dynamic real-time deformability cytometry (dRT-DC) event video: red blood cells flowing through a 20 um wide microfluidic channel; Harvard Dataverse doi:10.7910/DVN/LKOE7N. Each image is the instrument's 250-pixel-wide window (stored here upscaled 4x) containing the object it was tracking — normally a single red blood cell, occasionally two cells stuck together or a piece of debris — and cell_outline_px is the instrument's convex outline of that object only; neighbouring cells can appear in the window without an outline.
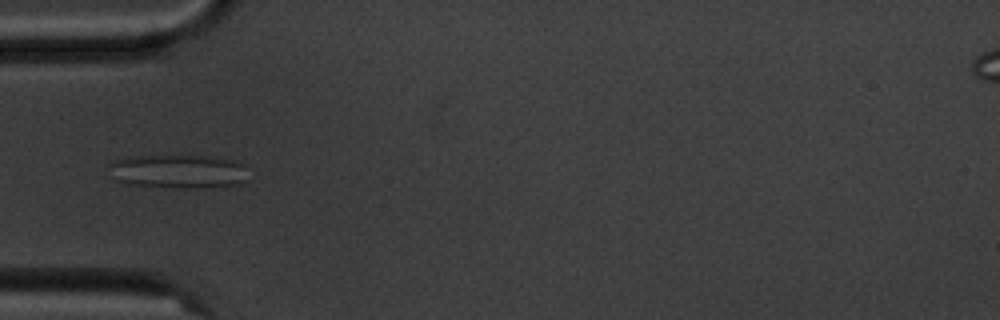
{"species": "common noctule bat (a hibernating species)", "species_latin": "Nyctalus noctula", "temperature_condition": "cold", "stored_images_in_passage": 8, "camera_frame_rate_fps": 3000, "um_per_image_px": 0.085, "animal": {"sex": "male", "body_mass_g": 20.1, "forearm_length_mm": 53.5}, "frame": {"image": 1, "passage_image": 4, "time_ms": 3.333, "image_size_px": [1000, 320], "cell_outline_px": [[244, 180], [240, 184], [204, 188], [176, 188], [128, 184], [112, 180], [108, 164], [112, 160], [128, 156], [204, 156], [240, 160], [244, 164]], "centroid_in_image_um": [15.08, 14.57], "position_along_channel_um": 69.9, "area_um2": 27.8}}
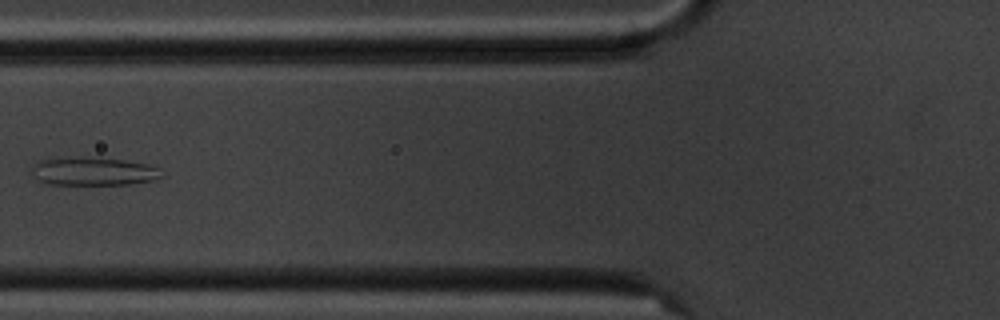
{"frame": {"image": 2, "passage_image": 5, "time_ms": 4.667, "image_size_px": [1000, 320], "cell_outline_px": [[164, 176], [156, 180], [132, 184], [44, 184], [36, 176], [32, 168], [40, 160], [72, 156], [124, 160], [148, 164], [160, 168]], "centroid_in_image_um": [8.02, 14.56], "position_along_channel_um": 117.8, "area_um2": 21.39}}
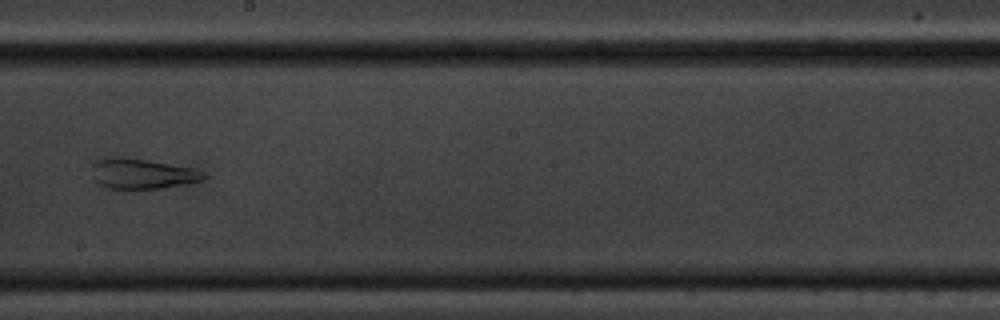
{"frame": {"image": 3, "passage_image": 8, "time_ms": 8.0, "image_size_px": [1000, 320], "cell_outline_px": [[208, 176], [204, 180], [188, 184], [160, 188], [108, 188], [100, 184], [92, 176], [92, 164], [96, 160], [104, 156], [120, 156], [148, 160], [192, 168], [204, 172]], "centroid_in_image_um": [12.08, 14.74], "position_along_channel_um": 236.1, "area_um2": 19.88}}